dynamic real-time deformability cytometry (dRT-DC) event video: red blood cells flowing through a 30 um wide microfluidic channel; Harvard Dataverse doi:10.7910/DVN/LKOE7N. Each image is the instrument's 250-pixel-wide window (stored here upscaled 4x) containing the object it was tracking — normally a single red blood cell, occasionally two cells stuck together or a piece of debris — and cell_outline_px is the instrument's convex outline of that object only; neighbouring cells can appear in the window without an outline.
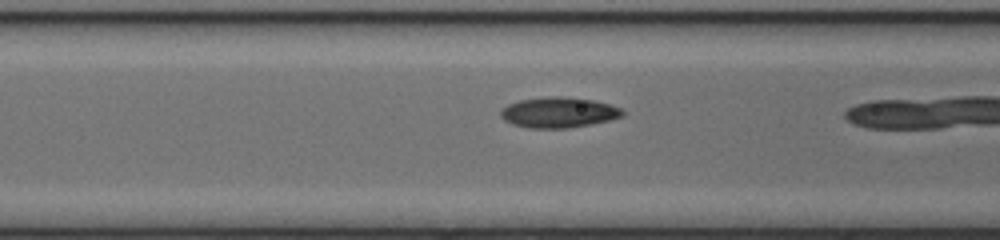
{"species": "common noctule bat (a hibernating species)", "species_latin": "Nyctalus noctula", "temperature_condition": "cold", "stored_images_in_passage": 9, "camera_frame_rate_fps": 3000, "um_per_image_px": 0.085, "animal": {"sex": "female", "body_mass_g": 17.0, "forearm_length_mm": 48.0}, "frame": {"image": 1, "passage_image": 8, "time_ms": 2.333, "image_size_px": [1000, 240], "cell_outline_px": [[624, 116], [608, 120], [568, 128], [532, 128], [512, 124], [504, 120], [500, 116], [500, 112], [508, 104], [520, 100], [548, 96], [560, 96], [592, 100], [608, 104], [620, 108], [624, 112]], "centroid_in_image_um": [47.46, 9.55], "position_along_channel_um": 119.1, "area_um2": 21.39}}